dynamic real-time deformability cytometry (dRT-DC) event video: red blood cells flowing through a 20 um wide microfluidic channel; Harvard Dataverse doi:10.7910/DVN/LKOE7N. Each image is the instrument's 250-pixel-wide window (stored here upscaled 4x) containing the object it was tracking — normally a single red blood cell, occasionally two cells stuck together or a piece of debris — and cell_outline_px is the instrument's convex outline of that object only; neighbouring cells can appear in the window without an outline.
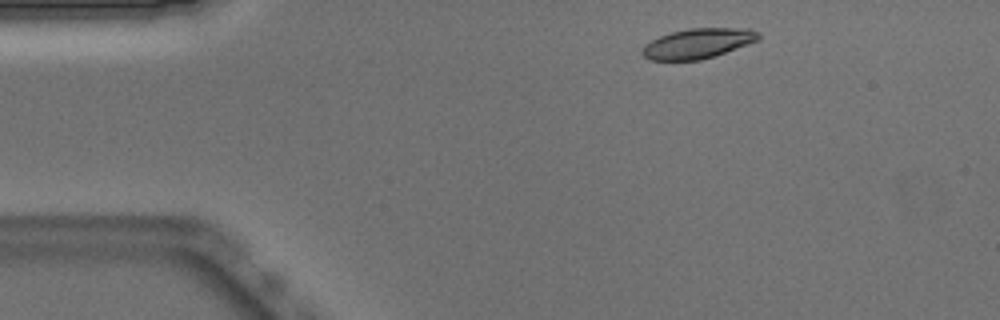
{"species": "Egyptian fruit bat (a non-hibernating species)", "species_latin": "Rousettus aegyptiacus", "temperature_condition": "warm", "stored_images_in_passage": 44, "camera_frame_rate_fps": 3000, "um_per_image_px": 0.085, "animal": {"sex": "male"}, "frame": {"image": 1, "passage_image": 1, "time_ms": 0.0, "image_size_px": [1000, 320], "cell_outline_px": [[760, 40], [700, 60], [648, 60], [640, 52], [644, 44], [660, 36], [672, 32], [688, 28], [752, 28], [760, 32]], "centroid_in_image_um": [59.32, 3.68], "position_along_channel_um": 25.7, "area_um2": 20.35}}
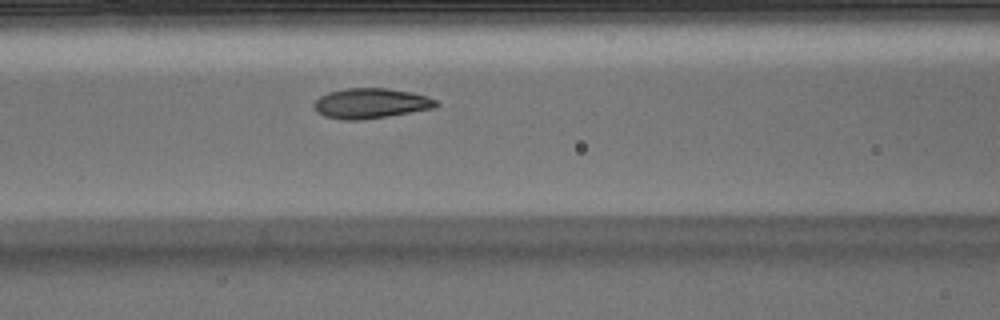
{"frame": {"image": 2, "passage_image": 14, "time_ms": 4.333, "image_size_px": [1000, 320], "cell_outline_px": [[440, 104], [436, 108], [388, 116], [360, 120], [344, 120], [324, 116], [316, 112], [312, 104], [320, 96], [328, 92], [344, 88], [388, 88], [412, 92], [428, 96], [436, 100]], "centroid_in_image_um": [31.52, 8.78], "position_along_channel_um": 135.1, "area_um2": 21.73}}
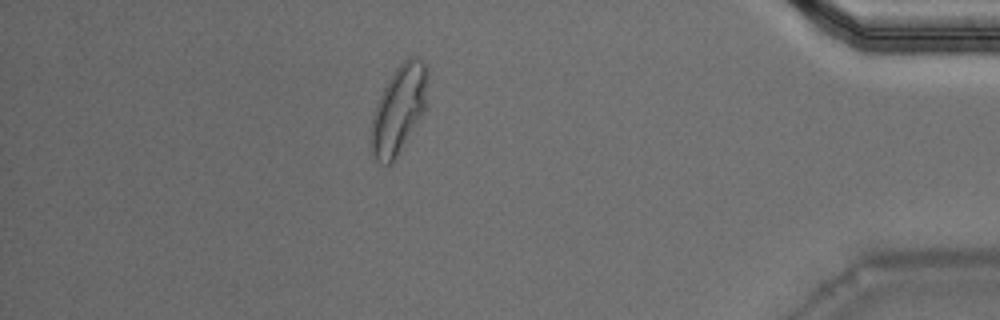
{"frame": {"image": 3, "passage_image": 38, "time_ms": 12.333, "image_size_px": [1000, 320], "cell_outline_px": [[428, 76], [424, 112], [392, 164], [384, 164], [376, 160], [372, 156], [368, 144], [372, 116], [376, 104], [388, 80], [396, 68], [408, 56], [416, 56], [424, 60], [428, 68]], "centroid_in_image_um": [33.87, 9.31], "position_along_channel_um": 401.3, "area_um2": 29.36}, "authors_computed_cell_mechanics": {"area_um2": 21.386, "velocity_mm_per_s": 3.8751, "shape_relaxation_time_tau1_ms": 3.7503, "shape_relaxation_time_tau2_ms": 0.7377, "deformation_change_tau1": 0.1611, "deformation_change_tau2": 0.0469}}